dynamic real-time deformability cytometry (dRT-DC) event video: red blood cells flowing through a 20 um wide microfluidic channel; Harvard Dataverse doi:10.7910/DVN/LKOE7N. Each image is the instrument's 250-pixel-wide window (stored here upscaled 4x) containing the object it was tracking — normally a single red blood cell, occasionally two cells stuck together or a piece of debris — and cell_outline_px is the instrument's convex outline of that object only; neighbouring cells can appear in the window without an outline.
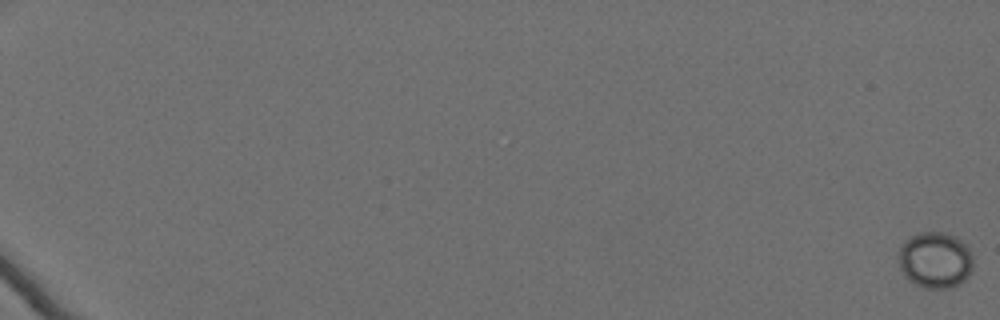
{"species": "Egyptian fruit bat (a non-hibernating species)", "species_latin": "Rousettus aegyptiacus", "temperature_condition": "cold", "stored_images_in_passage": 24, "camera_frame_rate_fps": 3000, "um_per_image_px": 0.085, "animal": {"sex": "female"}, "frame": {"image": 1, "passage_image": 1, "time_ms": 0.0, "image_size_px": [1000, 320], "cell_outline_px": [[972, 268], [968, 276], [960, 284], [952, 288], [924, 288], [908, 280], [904, 276], [900, 268], [900, 248], [912, 236], [920, 232], [944, 232], [956, 236], [968, 244], [972, 256]], "centroid_in_image_um": [79.54, 22.11], "position_along_channel_um": 5.5, "area_um2": 24.51}}
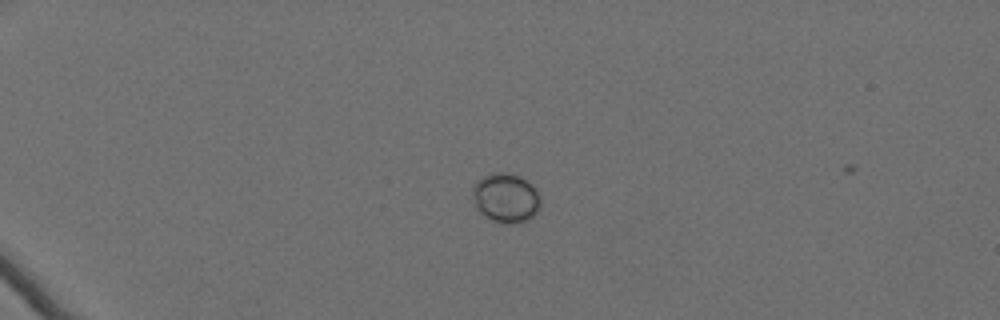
{"frame": {"image": 2, "passage_image": 20, "time_ms": 6.333, "image_size_px": [1000, 320], "cell_outline_px": [[540, 208], [532, 216], [516, 224], [504, 224], [492, 220], [480, 212], [476, 208], [472, 196], [472, 192], [476, 180], [484, 176], [496, 172], [500, 172], [520, 176], [532, 184], [540, 192]], "centroid_in_image_um": [43.0, 16.82], "position_along_channel_um": 42.0, "area_um2": 19.65}}